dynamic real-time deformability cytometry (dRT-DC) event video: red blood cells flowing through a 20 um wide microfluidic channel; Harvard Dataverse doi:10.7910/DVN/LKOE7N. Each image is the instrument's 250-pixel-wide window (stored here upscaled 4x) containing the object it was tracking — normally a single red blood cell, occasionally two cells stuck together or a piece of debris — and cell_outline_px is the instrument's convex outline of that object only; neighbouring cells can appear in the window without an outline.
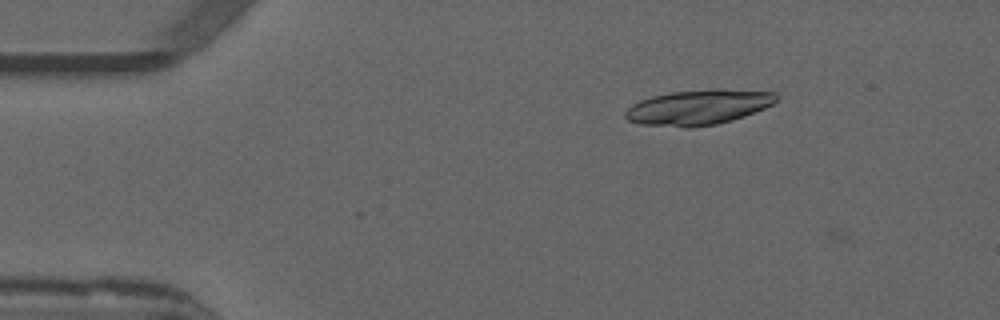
{"species": "common noctule bat (a hibernating species)", "species_latin": "Nyctalus noctula", "temperature_condition": "warm", "stored_images_in_passage": 45, "camera_frame_rate_fps": 3000, "um_per_image_px": 0.085, "animal": {"sex": "male", "forearm_length_mm": 52.5}, "frame": {"image": 1, "passage_image": 1, "time_ms": 0.0, "image_size_px": [1000, 320], "cell_outline_px": [[780, 96], [772, 104], [764, 108], [744, 116], [732, 120], [716, 124], [692, 128], [688, 128], [640, 124], [628, 120], [624, 116], [624, 112], [632, 104], [640, 100], [652, 96], [672, 92], [712, 88], [720, 88], [776, 92]], "centroid_in_image_um": [59.37, 9.11], "position_along_channel_um": 25.6, "area_um2": 31.21}}